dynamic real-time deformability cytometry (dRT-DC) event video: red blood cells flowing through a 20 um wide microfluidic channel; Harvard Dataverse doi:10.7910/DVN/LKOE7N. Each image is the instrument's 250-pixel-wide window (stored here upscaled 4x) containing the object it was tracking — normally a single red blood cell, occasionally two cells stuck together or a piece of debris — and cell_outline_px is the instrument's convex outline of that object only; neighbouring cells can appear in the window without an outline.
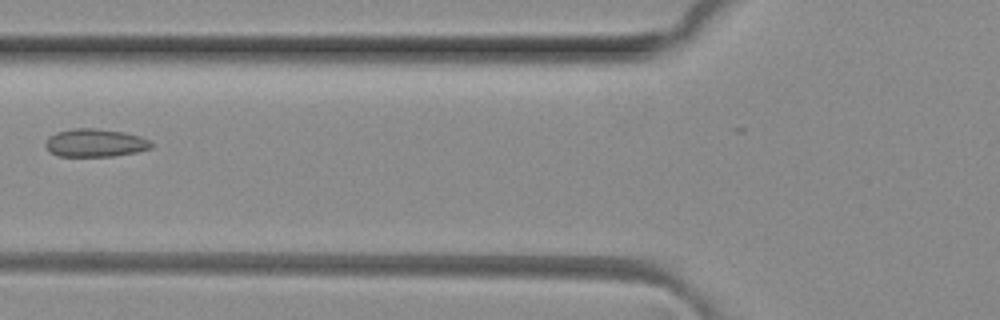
{"species": "common noctule bat (a hibernating species)", "species_latin": "Nyctalus noctula", "temperature_condition": "room temperature", "stored_images_in_passage": 6, "camera_frame_rate_fps": 3000, "um_per_image_px": 0.085, "animal": {"sex": "female", "body_mass_g": 29.2, "forearm_length_mm": 56.3}, "frame": {"image": 1, "passage_image": 5, "time_ms": 1.333, "image_size_px": [1000, 320], "cell_outline_px": [[152, 148], [136, 152], [116, 156], [60, 156], [52, 152], [44, 144], [48, 136], [56, 132], [72, 128], [96, 128], [124, 132], [140, 136], [152, 140]], "centroid_in_image_um": [8.12, 12.13], "position_along_channel_um": 117.7, "area_um2": 17.4}}
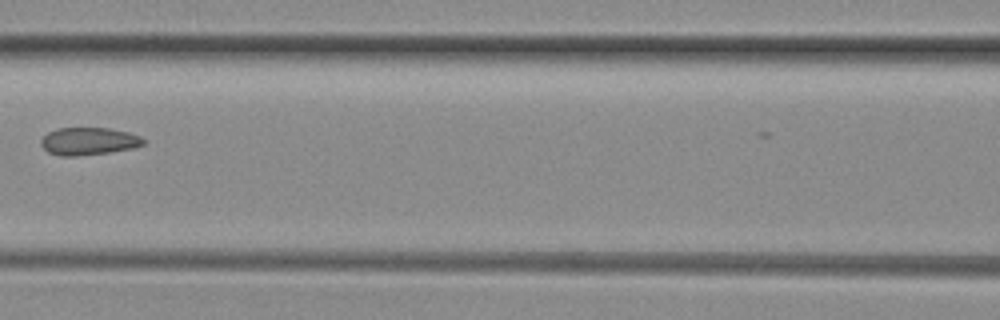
{"frame": {"image": 2, "passage_image": 6, "time_ms": 1.667, "image_size_px": [1000, 320], "cell_outline_px": [[144, 144], [132, 148], [108, 152], [76, 156], [60, 156], [48, 152], [40, 144], [40, 140], [48, 132], [56, 128], [108, 128], [128, 132], [140, 136], [144, 140]], "centroid_in_image_um": [7.5, 12.0], "position_along_channel_um": 159.1, "area_um2": 16.36}}